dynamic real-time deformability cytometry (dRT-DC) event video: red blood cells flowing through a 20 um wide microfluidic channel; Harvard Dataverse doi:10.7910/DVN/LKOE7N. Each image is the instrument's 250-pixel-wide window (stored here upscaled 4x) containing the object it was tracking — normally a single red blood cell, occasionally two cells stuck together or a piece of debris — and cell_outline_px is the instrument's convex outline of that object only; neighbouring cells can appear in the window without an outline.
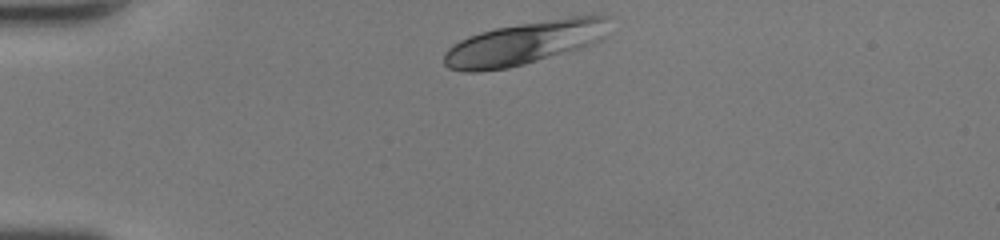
{"species": "human", "species_latin": "Homo sapiens", "temperature_condition": "room temperature", "stored_images_in_passage": 37, "camera_frame_rate_fps": 3000, "um_per_image_px": 0.085, "donor": {"sex": "female"}, "frame": {"image": 1, "passage_image": 1, "time_ms": 0.0, "image_size_px": [1000, 240], "cell_outline_px": [[608, 36], [604, 40], [524, 64], [508, 68], [476, 72], [464, 72], [448, 68], [444, 64], [444, 52], [448, 48], [460, 40], [468, 36], [480, 32], [496, 28], [520, 24], [572, 16], [608, 16]], "centroid_in_image_um": [44.57, 3.66], "position_along_channel_um": 40.4, "area_um2": 41.15}}
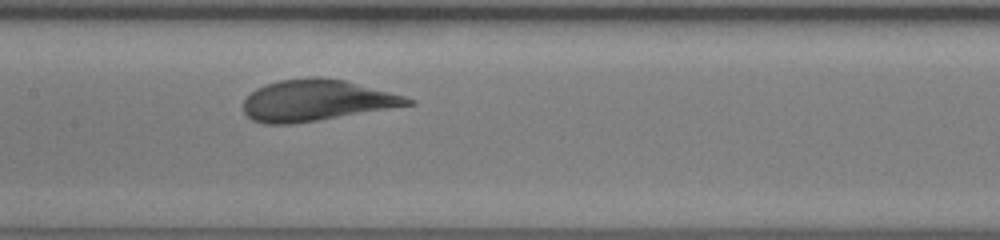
{"frame": {"image": 2, "passage_image": 18, "time_ms": 5.667, "image_size_px": [1000, 240], "cell_outline_px": [[416, 104], [292, 124], [264, 124], [252, 120], [244, 112], [244, 100], [256, 88], [280, 80], [312, 76], [316, 76], [344, 80], [404, 96], [416, 100]], "centroid_in_image_um": [26.89, 8.53], "position_along_channel_um": 180.5, "area_um2": 39.13}}
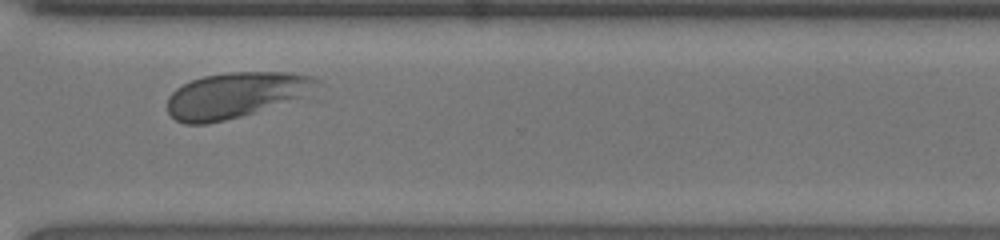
{"frame": {"image": 3, "passage_image": 31, "time_ms": 10.0, "image_size_px": [1000, 240], "cell_outline_px": [[324, 84], [320, 100], [224, 120], [204, 124], [184, 124], [176, 120], [168, 112], [168, 96], [176, 88], [192, 80], [204, 76], [228, 72], [292, 72], [312, 76], [320, 80]], "centroid_in_image_um": [20.44, 8.1], "position_along_channel_um": 350.2, "area_um2": 42.77}, "authors_computed_cell_mechanics": {"area_um2": 38.726, "velocity_mm_per_s": 3.456, "shape_relaxation_time_tau1_ms": 2.9032, "shape_relaxation_time_tau2_ms": null, "deformation_change_tau1": 0.1335, "deformation_change_tau2": null}}